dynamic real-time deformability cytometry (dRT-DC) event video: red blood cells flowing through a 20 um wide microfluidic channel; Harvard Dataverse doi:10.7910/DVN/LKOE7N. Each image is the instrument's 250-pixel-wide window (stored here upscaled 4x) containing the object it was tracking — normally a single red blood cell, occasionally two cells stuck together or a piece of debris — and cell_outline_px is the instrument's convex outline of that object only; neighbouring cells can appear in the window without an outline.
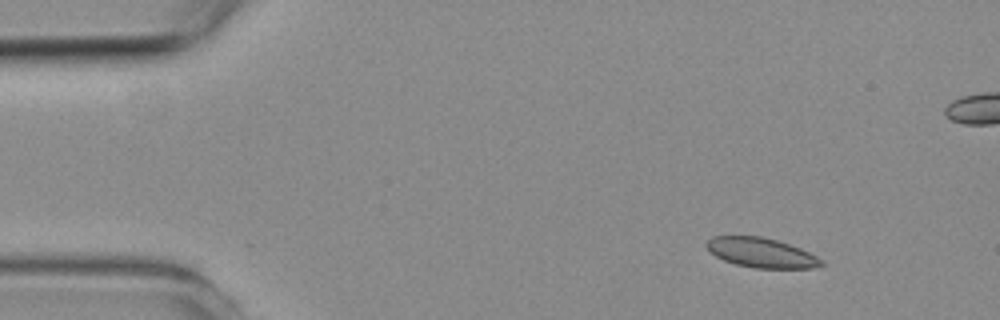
{"species": "common noctule bat (a hibernating species)", "species_latin": "Nyctalus noctula", "temperature_condition": "room temperature", "stored_images_in_passage": 4, "camera_frame_rate_fps": 3000, "um_per_image_px": 0.085, "animal": {"sex": "female", "body_mass_g": 19.3, "forearm_length_mm": 54.1}, "frame": {"image": 1, "passage_image": 1, "time_ms": 0.0, "image_size_px": [1000, 320], "cell_outline_px": [[824, 264], [812, 268], [756, 268], [736, 264], [724, 260], [716, 256], [704, 244], [712, 236], [760, 236], [776, 240], [800, 248], [824, 260]], "centroid_in_image_um": [64.71, 21.48], "position_along_channel_um": 20.3, "area_um2": 19.65}}